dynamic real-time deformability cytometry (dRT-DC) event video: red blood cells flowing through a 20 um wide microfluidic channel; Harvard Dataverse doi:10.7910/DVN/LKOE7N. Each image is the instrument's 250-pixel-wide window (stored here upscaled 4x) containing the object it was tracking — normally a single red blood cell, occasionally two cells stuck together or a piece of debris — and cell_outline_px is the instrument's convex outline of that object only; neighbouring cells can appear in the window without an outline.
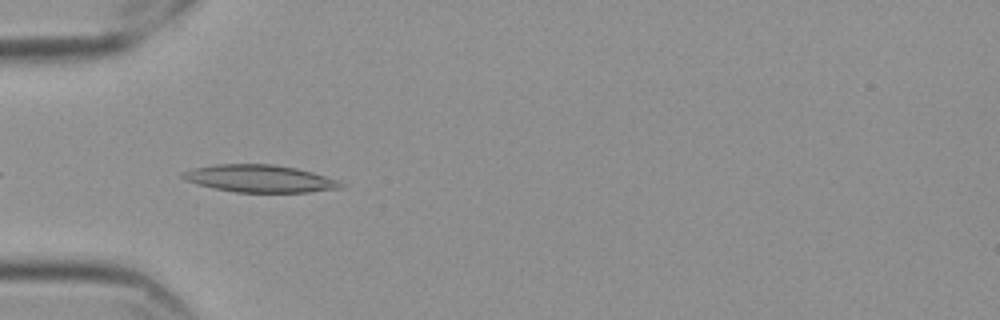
{"species": "Egyptian fruit bat (a non-hibernating species)", "species_latin": "Rousettus aegyptiacus", "temperature_condition": "cold", "stored_images_in_passage": 28, "camera_frame_rate_fps": 3000, "um_per_image_px": 0.085, "frame": {"image": 1, "passage_image": 3, "time_ms": 0.667, "image_size_px": [1000, 320], "cell_outline_px": [[344, 188], [308, 192], [236, 192], [216, 188], [184, 180], [180, 176], [180, 172], [192, 168], [216, 164], [272, 164], [296, 168], [312, 172], [336, 180], [344, 184]], "centroid_in_image_um": [22.05, 15.17], "position_along_channel_um": 62.9, "area_um2": 25.09}}
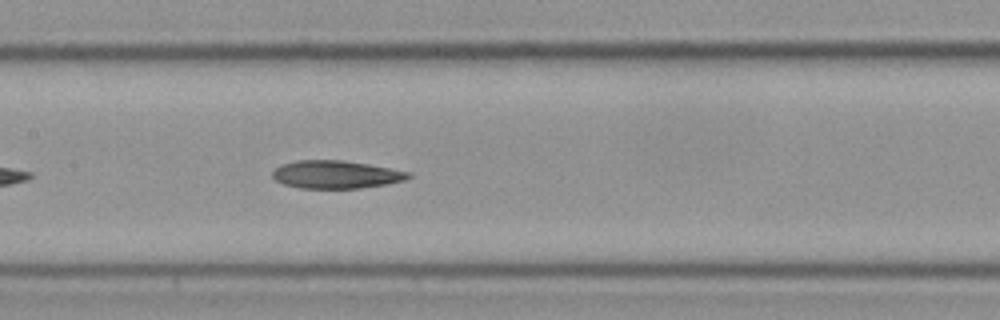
{"frame": {"image": 2, "passage_image": 13, "time_ms": 4.0, "image_size_px": [1000, 320], "cell_outline_px": [[412, 176], [404, 180], [384, 184], [360, 188], [300, 188], [284, 184], [276, 180], [272, 176], [272, 172], [280, 164], [296, 160], [340, 160], [368, 164], [412, 172]], "centroid_in_image_um": [28.54, 14.82], "position_along_channel_um": 178.9, "area_um2": 22.02}}
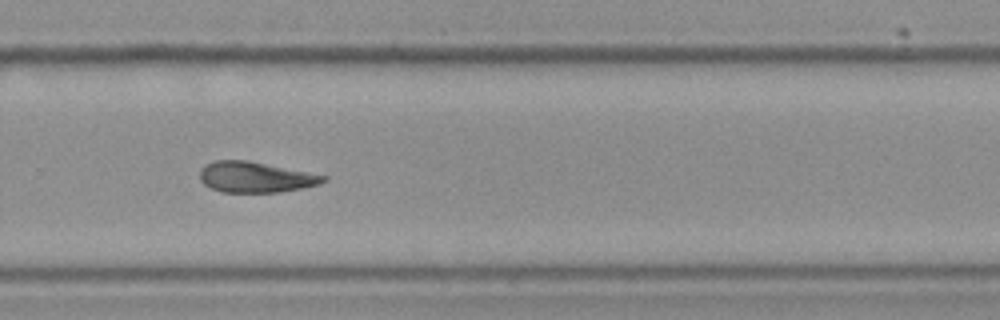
{"frame": {"image": 3, "passage_image": 24, "time_ms": 7.667, "image_size_px": [1000, 320], "cell_outline_px": [[328, 180], [320, 184], [280, 192], [220, 192], [204, 184], [200, 180], [200, 168], [216, 160], [248, 160], [328, 176]], "centroid_in_image_um": [21.72, 15.05], "position_along_channel_um": 308.1, "area_um2": 22.02}}